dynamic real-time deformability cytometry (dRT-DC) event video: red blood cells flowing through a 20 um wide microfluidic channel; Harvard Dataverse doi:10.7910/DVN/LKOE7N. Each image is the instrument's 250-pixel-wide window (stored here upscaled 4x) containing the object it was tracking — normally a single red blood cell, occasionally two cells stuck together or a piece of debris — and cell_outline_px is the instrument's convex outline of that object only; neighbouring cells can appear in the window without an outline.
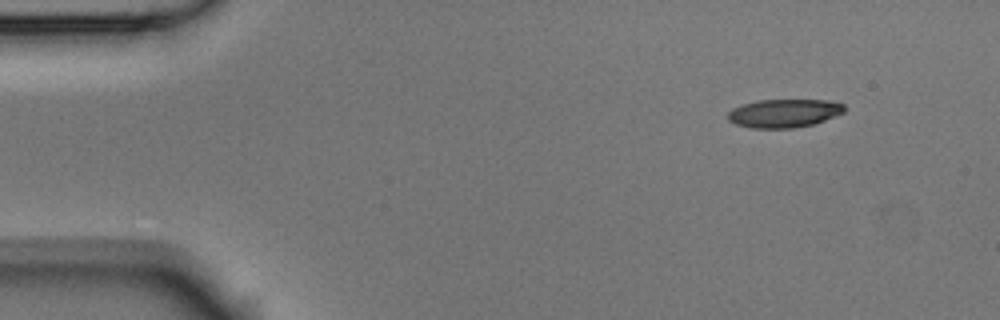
{"species": "Egyptian fruit bat (a non-hibernating species)", "species_latin": "Rousettus aegyptiacus", "temperature_condition": "room temperature", "stored_images_in_passage": 3, "segment_of_instrument_passage": [2, 2], "camera_frame_rate_fps": 3000, "um_per_image_px": 0.085, "animal": {"sex": "male"}, "frame": {"image": 1, "passage_image": 3, "time_ms": 0.667, "image_size_px": [1000, 320], "cell_outline_px": [[844, 112], [824, 120], [812, 124], [796, 128], [752, 128], [736, 124], [728, 120], [728, 112], [732, 108], [744, 104], [760, 100], [828, 100], [844, 104]], "centroid_in_image_um": [66.63, 9.62], "position_along_channel_um": 18.4, "area_um2": 19.13}}